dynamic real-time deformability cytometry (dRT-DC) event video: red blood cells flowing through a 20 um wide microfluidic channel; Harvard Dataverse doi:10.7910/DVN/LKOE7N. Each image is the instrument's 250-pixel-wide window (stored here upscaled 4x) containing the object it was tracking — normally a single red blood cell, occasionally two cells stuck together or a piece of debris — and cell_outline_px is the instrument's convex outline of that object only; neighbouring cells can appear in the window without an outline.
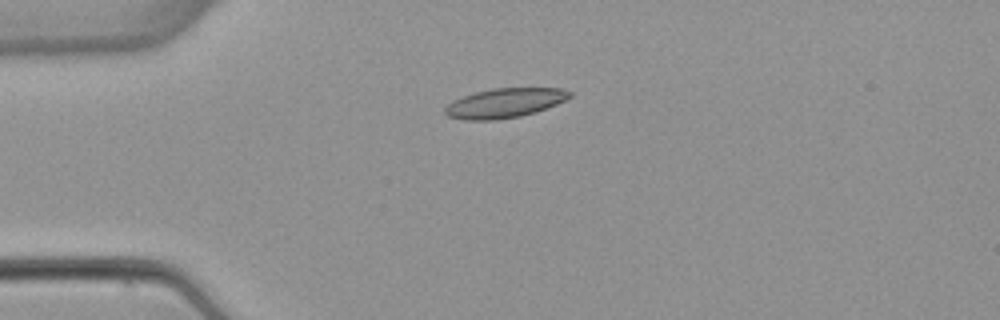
{"species": "common noctule bat (a hibernating species)", "species_latin": "Nyctalus noctula", "temperature_condition": "warm", "stored_images_in_passage": 4, "camera_frame_rate_fps": 3000, "um_per_image_px": 0.085, "animal": {"sex": "female", "body_mass_g": 22.7, "forearm_length_mm": 54.2}, "frame": {"image": 1, "passage_image": 3, "time_ms": 2.333, "image_size_px": [1000, 320], "cell_outline_px": [[572, 96], [556, 104], [536, 112], [520, 116], [496, 120], [464, 120], [448, 116], [444, 112], [444, 108], [452, 100], [476, 92], [492, 88], [560, 88], [572, 92]], "centroid_in_image_um": [42.88, 8.76], "position_along_channel_um": 42.1, "area_um2": 21.39}}